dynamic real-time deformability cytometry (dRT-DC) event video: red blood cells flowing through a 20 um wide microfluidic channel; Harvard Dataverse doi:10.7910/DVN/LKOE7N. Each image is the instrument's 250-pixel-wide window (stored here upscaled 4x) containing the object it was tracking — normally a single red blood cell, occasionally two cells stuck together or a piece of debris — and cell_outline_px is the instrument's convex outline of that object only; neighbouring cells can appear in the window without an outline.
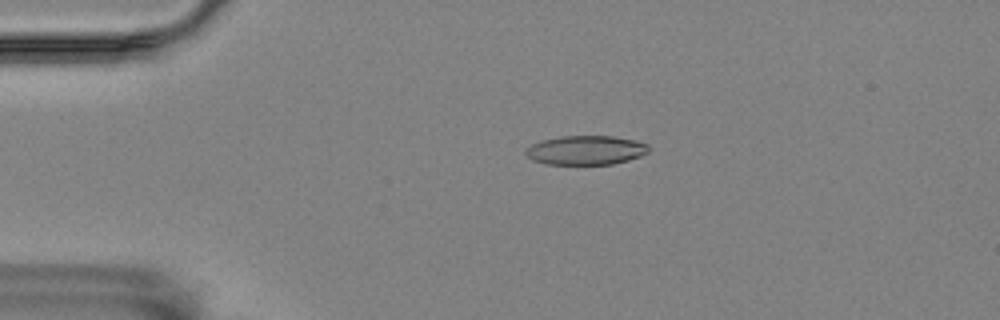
{"species": "Egyptian fruit bat (a non-hibernating species)", "species_latin": "Rousettus aegyptiacus", "temperature_condition": "room temperature", "stored_images_in_passage": 13, "camera_frame_rate_fps": 3000, "um_per_image_px": 0.085, "animal": {"sex": "female"}, "frame": {"image": 1, "passage_image": 4, "time_ms": 1.0, "image_size_px": [1000, 320], "cell_outline_px": [[648, 152], [640, 156], [628, 160], [612, 164], [544, 164], [532, 160], [524, 152], [524, 148], [540, 140], [560, 136], [612, 136], [636, 140], [648, 144]], "centroid_in_image_um": [49.76, 12.76], "position_along_channel_um": 35.2, "area_um2": 21.04}}